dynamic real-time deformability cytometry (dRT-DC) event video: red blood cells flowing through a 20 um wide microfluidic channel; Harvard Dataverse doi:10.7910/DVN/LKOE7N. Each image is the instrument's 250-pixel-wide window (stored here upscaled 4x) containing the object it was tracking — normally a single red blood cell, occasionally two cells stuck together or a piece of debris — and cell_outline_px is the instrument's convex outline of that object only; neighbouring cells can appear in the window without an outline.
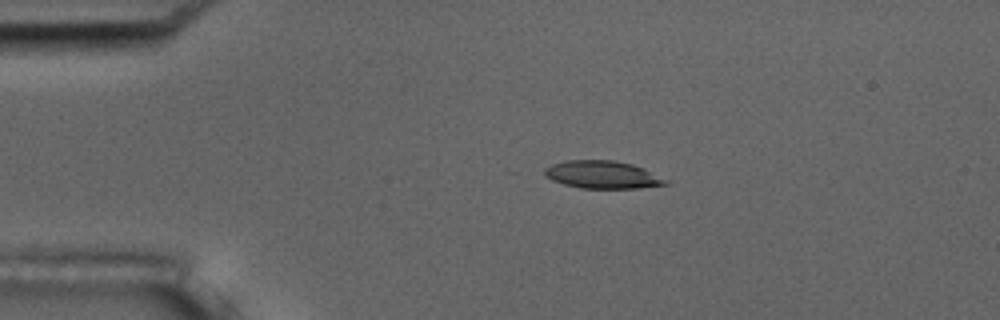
{"species": "common noctule bat (a hibernating species)", "species_latin": "Nyctalus noctula", "temperature_condition": "room temperature", "stored_images_in_passage": 6, "camera_frame_rate_fps": 3000, "um_per_image_px": 0.085, "animal": {"sex": "male", "body_mass_g": 17.5, "forearm_length_mm": 52.3}, "frame": {"image": 1, "passage_image": 3, "time_ms": 3.333, "image_size_px": [1000, 320], "cell_outline_px": [[668, 184], [636, 188], [580, 188], [564, 184], [552, 180], [544, 176], [544, 168], [552, 164], [564, 160], [612, 160], [632, 164], [644, 168], [668, 180]], "centroid_in_image_um": [51.18, 14.84], "position_along_channel_um": 33.8, "area_um2": 19.54}}